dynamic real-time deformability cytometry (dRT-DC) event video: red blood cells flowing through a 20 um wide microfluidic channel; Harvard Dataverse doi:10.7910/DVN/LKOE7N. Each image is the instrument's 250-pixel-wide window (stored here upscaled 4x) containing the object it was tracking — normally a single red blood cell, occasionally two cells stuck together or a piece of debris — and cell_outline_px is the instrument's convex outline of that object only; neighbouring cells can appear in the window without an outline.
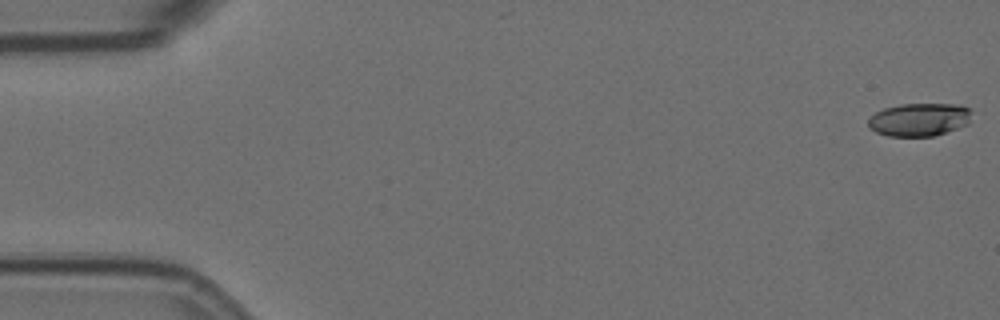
{"species": "Egyptian fruit bat (a non-hibernating species)", "species_latin": "Rousettus aegyptiacus", "temperature_condition": "room temperature", "stored_images_in_passage": 21, "camera_frame_rate_fps": 3000, "um_per_image_px": 0.085, "animal": {"sex": "female"}, "frame": {"image": 1, "passage_image": 1, "time_ms": 0.0, "image_size_px": [1000, 320], "cell_outline_px": [[972, 112], [968, 124], [932, 136], [888, 136], [876, 132], [868, 128], [868, 120], [876, 112], [884, 108], [900, 104], [960, 104], [972, 108]], "centroid_in_image_um": [78.15, 10.15], "position_along_channel_um": 6.9, "area_um2": 20.0}}
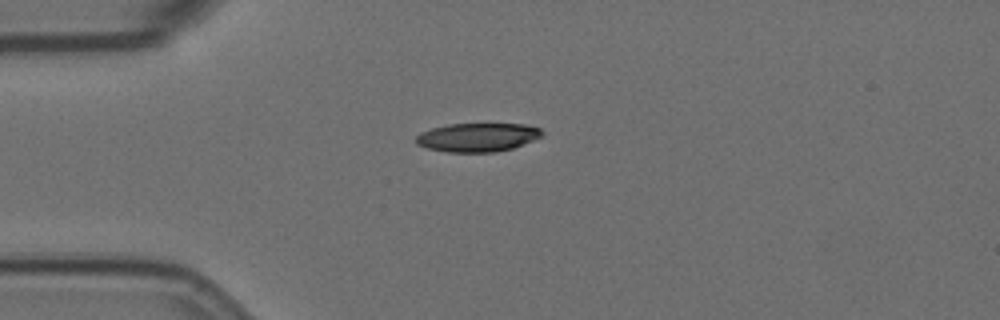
{"frame": {"image": 2, "passage_image": 15, "time_ms": 4.667, "image_size_px": [1000, 320], "cell_outline_px": [[544, 136], [512, 148], [496, 152], [448, 152], [428, 148], [416, 144], [416, 136], [420, 132], [432, 128], [448, 124], [524, 124], [540, 128], [544, 132]], "centroid_in_image_um": [40.61, 11.67], "position_along_channel_um": 44.4, "area_um2": 21.1}}
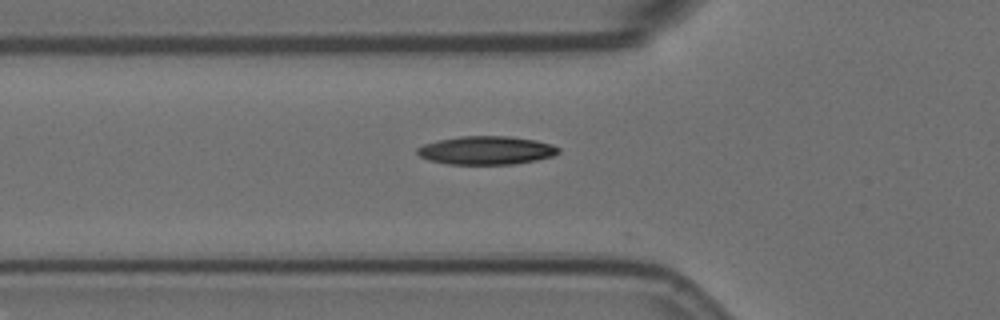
{"frame": {"image": 3, "passage_image": 20, "time_ms": 6.333, "image_size_px": [1000, 320], "cell_outline_px": [[560, 152], [552, 156], [536, 160], [512, 164], [448, 164], [428, 160], [420, 156], [416, 152], [416, 148], [424, 144], [440, 140], [460, 136], [508, 136], [536, 140], [552, 144], [560, 148]], "centroid_in_image_um": [41.34, 12.78], "position_along_channel_um": 84.5, "area_um2": 23.35}}